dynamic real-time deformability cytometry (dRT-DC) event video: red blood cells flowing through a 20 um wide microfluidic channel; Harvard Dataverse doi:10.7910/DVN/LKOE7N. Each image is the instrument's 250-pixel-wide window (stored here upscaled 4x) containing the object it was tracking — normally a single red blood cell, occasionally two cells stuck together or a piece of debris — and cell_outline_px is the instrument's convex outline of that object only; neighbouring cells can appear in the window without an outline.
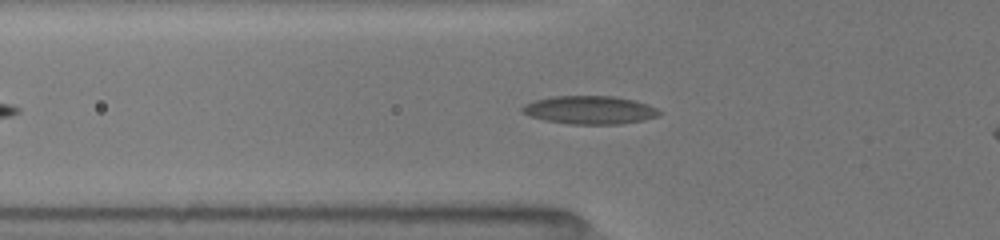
{"species": "common noctule bat (a hibernating species)", "species_latin": "Nyctalus noctula", "temperature_condition": "room temperature", "stored_images_in_passage": 39, "camera_frame_rate_fps": 3000, "um_per_image_px": 0.085, "animal": {"sex": "female", "body_mass_g": 19.5, "forearm_length_mm": 54.1}, "frame": {"image": 1, "passage_image": 10, "time_ms": 3.0, "image_size_px": [1000, 240], "cell_outline_px": [[664, 112], [660, 116], [644, 120], [620, 124], [568, 124], [544, 120], [528, 116], [520, 112], [520, 108], [524, 104], [536, 100], [552, 96], [616, 96], [636, 100], [648, 104]], "centroid_in_image_um": [50.14, 9.35], "position_along_channel_um": 75.7, "area_um2": 22.95}}
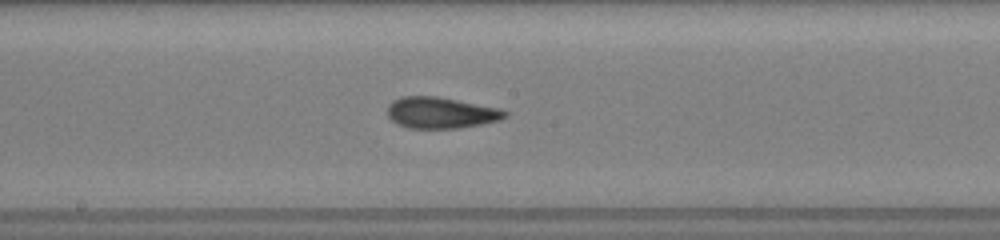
{"frame": {"image": 2, "passage_image": 20, "time_ms": 6.333, "image_size_px": [1000, 240], "cell_outline_px": [[508, 116], [500, 120], [480, 124], [456, 128], [408, 128], [396, 124], [388, 116], [388, 104], [392, 100], [400, 96], [436, 96], [500, 108], [508, 112]], "centroid_in_image_um": [37.45, 9.58], "position_along_channel_um": 210.7, "area_um2": 21.44}}
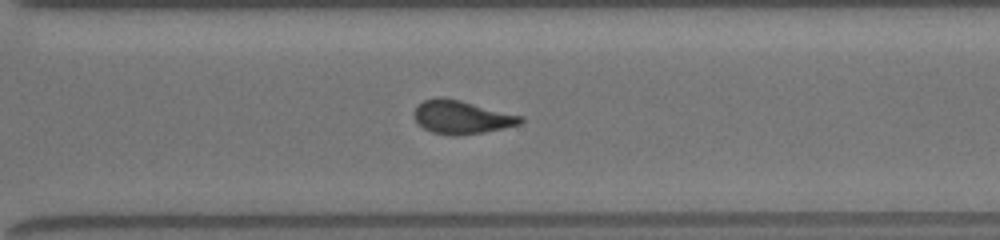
{"frame": {"image": 3, "passage_image": 29, "time_ms": 9.333, "image_size_px": [1000, 240], "cell_outline_px": [[524, 120], [520, 124], [484, 132], [432, 132], [424, 128], [412, 116], [412, 112], [416, 104], [424, 100], [436, 96], [444, 96], [524, 116]], "centroid_in_image_um": [39.21, 9.88], "position_along_channel_um": 331.4, "area_um2": 20.17}}